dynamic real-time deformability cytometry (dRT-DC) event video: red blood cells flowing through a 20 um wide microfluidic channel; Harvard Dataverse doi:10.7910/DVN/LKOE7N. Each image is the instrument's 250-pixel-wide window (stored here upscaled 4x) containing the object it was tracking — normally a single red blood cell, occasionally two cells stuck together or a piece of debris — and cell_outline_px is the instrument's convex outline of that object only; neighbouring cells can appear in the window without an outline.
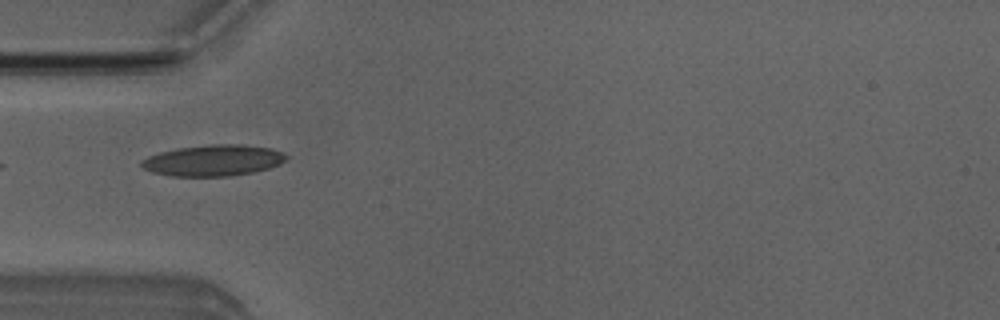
{"species": "Egyptian fruit bat (a non-hibernating species)", "species_latin": "Rousettus aegyptiacus", "temperature_condition": "room temperature", "stored_images_in_passage": 3, "camera_frame_rate_fps": 3000, "um_per_image_px": 0.085, "animal": {"sex": "male"}, "frame": {"image": 1, "passage_image": 3, "time_ms": 2.333, "image_size_px": [1000, 320], "cell_outline_px": [[288, 160], [280, 164], [268, 168], [252, 172], [232, 176], [172, 176], [152, 172], [144, 168], [140, 164], [140, 160], [148, 156], [160, 152], [180, 148], [212, 144], [244, 144], [272, 148], [284, 152], [288, 156]], "centroid_in_image_um": [18.17, 13.63], "position_along_channel_um": 66.8, "area_um2": 26.41}}